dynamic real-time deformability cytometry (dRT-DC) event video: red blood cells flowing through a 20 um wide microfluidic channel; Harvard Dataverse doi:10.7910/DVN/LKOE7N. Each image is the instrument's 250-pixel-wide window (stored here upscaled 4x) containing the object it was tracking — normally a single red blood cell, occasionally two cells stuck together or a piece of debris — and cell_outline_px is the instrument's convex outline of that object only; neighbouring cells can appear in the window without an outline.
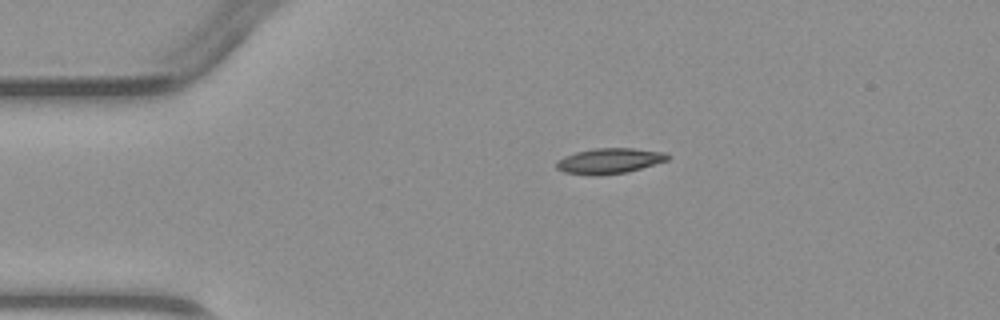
{"species": "common noctule bat (a hibernating species)", "species_latin": "Nyctalus noctula", "temperature_condition": "warm", "stored_images_in_passage": 2, "camera_frame_rate_fps": 3000, "um_per_image_px": 0.085, "animal": {"sex": "male", "body_mass_g": 23.1, "forearm_length_mm": 52.7}, "frame": {"image": 1, "passage_image": 1, "time_ms": 0.0, "image_size_px": [1000, 320], "cell_outline_px": [[672, 156], [668, 160], [628, 172], [596, 176], [592, 176], [564, 172], [556, 168], [556, 160], [564, 156], [576, 152], [596, 148], [632, 148], [664, 152]], "centroid_in_image_um": [51.79, 13.68], "position_along_channel_um": 33.2, "area_um2": 16.65}}
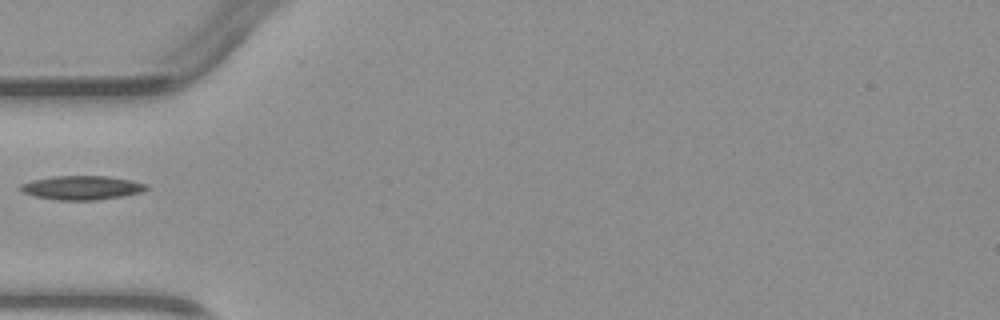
{"frame": {"image": 2, "passage_image": 2, "time_ms": 2.0, "image_size_px": [1000, 320], "cell_outline_px": [[148, 188], [140, 192], [120, 196], [96, 200], [60, 200], [36, 196], [24, 192], [20, 188], [20, 184], [32, 180], [52, 176], [108, 176], [132, 180], [148, 184]], "centroid_in_image_um": [6.97, 15.94], "position_along_channel_um": 78.0, "area_um2": 17.4}}